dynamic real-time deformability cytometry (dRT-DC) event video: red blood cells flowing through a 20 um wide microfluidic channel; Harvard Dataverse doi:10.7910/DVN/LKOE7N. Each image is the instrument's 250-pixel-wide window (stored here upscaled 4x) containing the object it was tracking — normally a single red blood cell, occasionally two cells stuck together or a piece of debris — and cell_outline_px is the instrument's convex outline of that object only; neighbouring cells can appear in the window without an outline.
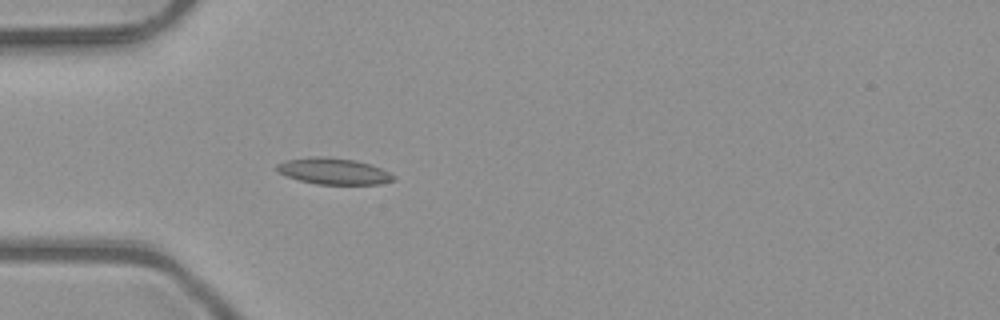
{"species": "common noctule bat (a hibernating species)", "species_latin": "Nyctalus noctula", "temperature_condition": "room temperature", "stored_images_in_passage": 4, "camera_frame_rate_fps": 3000, "um_per_image_px": 0.085, "animal": {"sex": "male", "body_mass_g": 23.1, "forearm_length_mm": 52.7}, "frame": {"image": 1, "passage_image": 4, "time_ms": 1.0, "image_size_px": [1000, 320], "cell_outline_px": [[396, 180], [380, 184], [316, 184], [300, 180], [276, 172], [276, 164], [284, 160], [308, 156], [324, 156], [356, 160], [372, 164], [396, 176]], "centroid_in_image_um": [28.34, 14.54], "position_along_channel_um": 56.7, "area_um2": 18.15}}